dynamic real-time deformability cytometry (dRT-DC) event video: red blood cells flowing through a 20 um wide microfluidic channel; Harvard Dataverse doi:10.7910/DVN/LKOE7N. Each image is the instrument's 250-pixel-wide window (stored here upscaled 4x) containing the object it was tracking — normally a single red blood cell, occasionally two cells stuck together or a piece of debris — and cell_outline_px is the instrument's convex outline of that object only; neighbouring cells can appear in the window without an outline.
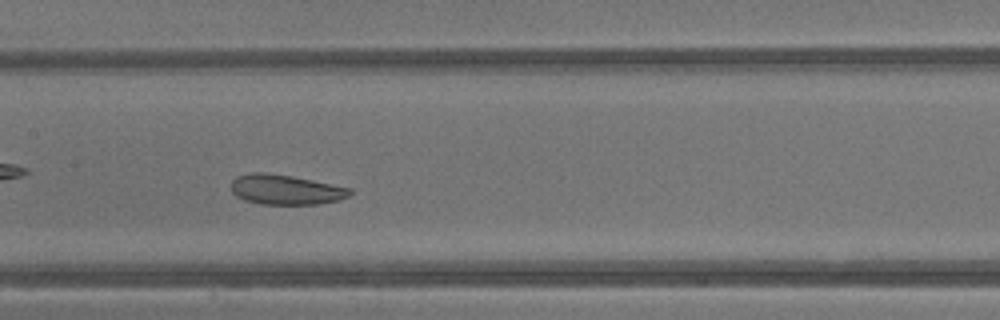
{"species": "common noctule bat (a hibernating species)", "species_latin": "Nyctalus noctula", "temperature_condition": "warm", "stored_images_in_passage": 39, "camera_frame_rate_fps": 3000, "um_per_image_px": 0.085, "animal": {"sex": "male", "body_mass_g": 13.3}, "frame": {"image": 1, "passage_image": 17, "time_ms": 5.333, "image_size_px": [1000, 320], "cell_outline_px": [[352, 192], [348, 196], [340, 200], [316, 204], [260, 204], [244, 200], [236, 196], [232, 192], [232, 180], [236, 176], [252, 172], [264, 172], [292, 176], [352, 188]], "centroid_in_image_um": [24.27, 16.11], "position_along_channel_um": 183.1, "area_um2": 20.75}}
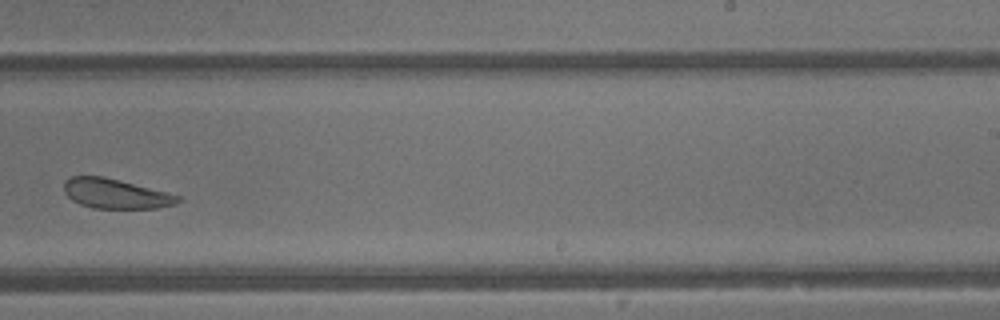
{"frame": {"image": 2, "passage_image": 23, "time_ms": 7.333, "image_size_px": [1000, 320], "cell_outline_px": [[184, 200], [176, 204], [156, 208], [92, 208], [80, 204], [72, 200], [64, 192], [64, 180], [72, 176], [104, 176], [168, 192], [180, 196]], "centroid_in_image_um": [9.85, 16.46], "position_along_channel_um": 279.2, "area_um2": 19.88}}